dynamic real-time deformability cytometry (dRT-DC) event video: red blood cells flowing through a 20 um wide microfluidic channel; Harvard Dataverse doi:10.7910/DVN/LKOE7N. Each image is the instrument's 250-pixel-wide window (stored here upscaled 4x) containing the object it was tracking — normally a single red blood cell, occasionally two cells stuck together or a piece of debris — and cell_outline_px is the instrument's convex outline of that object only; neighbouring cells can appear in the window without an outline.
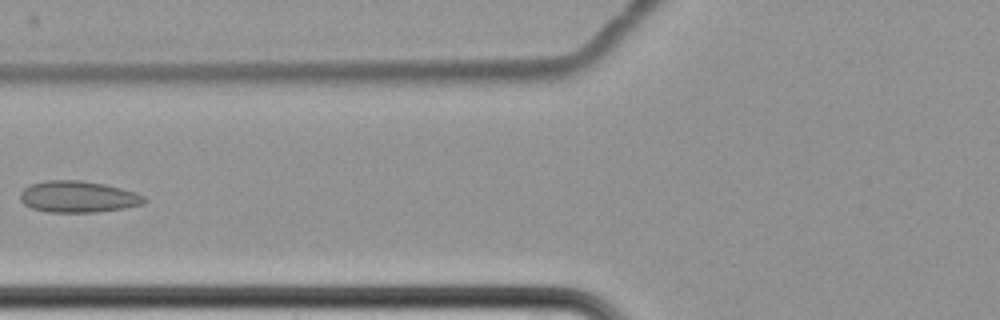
{"species": "common noctule bat (a hibernating species)", "species_latin": "Nyctalus noctula", "temperature_condition": "cold", "stored_images_in_passage": 10, "camera_frame_rate_fps": 3000, "um_per_image_px": 0.085, "animal": {"sex": "female", "body_mass_g": 22.7, "forearm_length_mm": 54.2}, "frame": {"image": 1, "passage_image": 7, "time_ms": 8.0, "image_size_px": [1000, 320], "cell_outline_px": [[148, 200], [144, 204], [124, 208], [96, 212], [48, 212], [32, 208], [24, 204], [20, 200], [20, 192], [24, 188], [32, 184], [48, 180], [80, 180], [104, 184], [136, 192], [144, 196]], "centroid_in_image_um": [6.65, 16.72], "position_along_channel_um": 119.2, "area_um2": 22.77}}
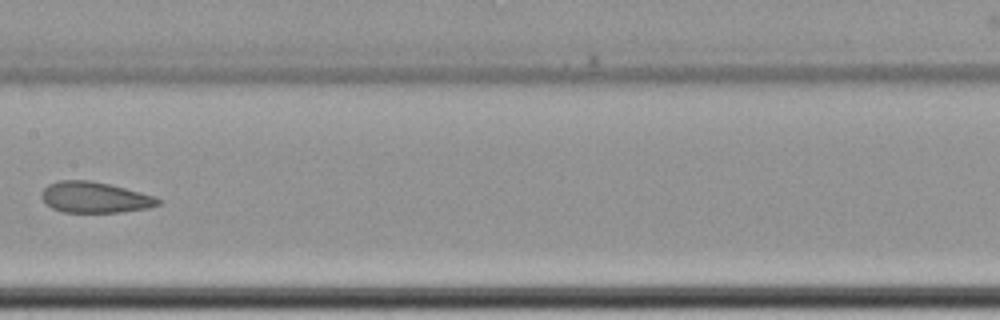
{"frame": {"image": 2, "passage_image": 9, "time_ms": 10.333, "image_size_px": [1000, 320], "cell_outline_px": [[160, 204], [148, 208], [120, 212], [64, 212], [52, 208], [44, 204], [40, 196], [40, 192], [48, 184], [60, 180], [88, 180], [108, 184], [124, 188], [152, 196], [160, 200]], "centroid_in_image_um": [7.97, 16.78], "position_along_channel_um": 199.4, "area_um2": 20.87}}
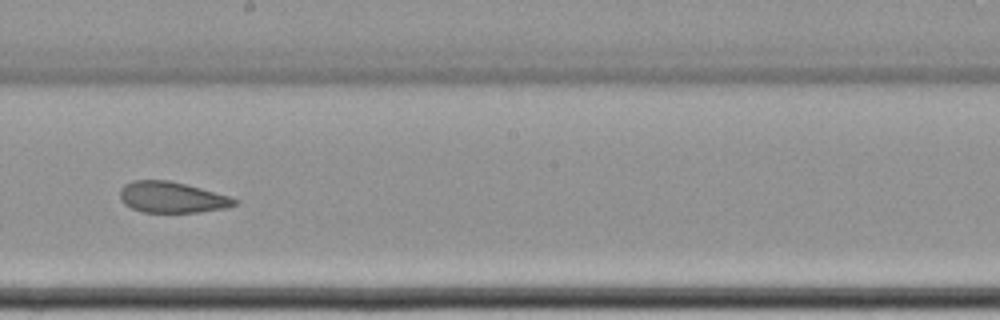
{"frame": {"image": 3, "passage_image": 10, "time_ms": 11.333, "image_size_px": [1000, 320], "cell_outline_px": [[240, 200], [236, 204], [224, 208], [200, 212], [144, 212], [132, 208], [124, 204], [120, 200], [120, 188], [124, 184], [132, 180], [168, 180], [200, 188], [228, 196]], "centroid_in_image_um": [14.57, 16.77], "position_along_channel_um": 233.6, "area_um2": 20.58}}